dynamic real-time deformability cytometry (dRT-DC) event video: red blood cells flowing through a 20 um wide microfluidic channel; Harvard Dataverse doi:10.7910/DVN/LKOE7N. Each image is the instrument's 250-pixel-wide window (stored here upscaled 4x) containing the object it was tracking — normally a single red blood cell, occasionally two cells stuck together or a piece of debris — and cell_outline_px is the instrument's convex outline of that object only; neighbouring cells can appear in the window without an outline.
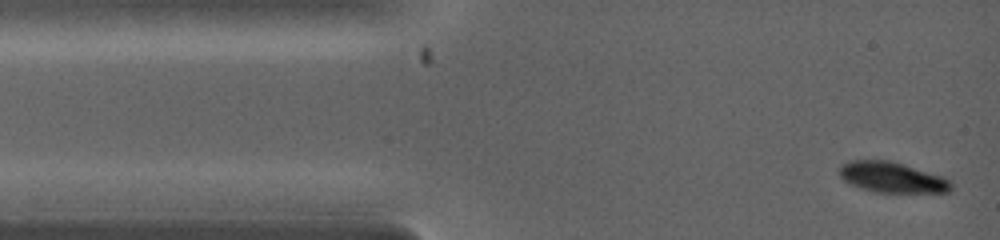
{"species": "common noctule bat (a hibernating species)", "species_latin": "Nyctalus noctula", "temperature_condition": "warm", "stored_images_in_passage": 21, "camera_frame_rate_fps": 5000, "um_per_image_px": 0.085, "animal": {"sex": "female", "body_mass_g": 19.0, "forearm_length_mm": 53.3}, "frame": {"image": 1, "passage_image": 1, "time_ms": 0.0, "image_size_px": [1000, 240], "cell_outline_px": [[952, 188], [948, 192], [876, 192], [848, 184], [840, 176], [840, 164], [848, 160], [888, 160], [904, 164], [944, 176], [952, 184]], "centroid_in_image_um": [75.81, 15.06], "position_along_channel_um": 9.2, "area_um2": 19.94}}
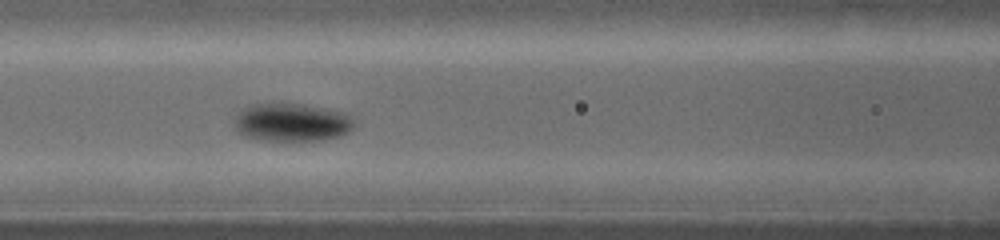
{"frame": {"image": 2, "passage_image": 12, "time_ms": 3.4, "image_size_px": [1000, 240], "cell_outline_px": [[356, 120], [352, 128], [348, 132], [340, 136], [324, 140], [260, 140], [244, 136], [236, 132], [236, 112], [240, 108], [252, 104], [272, 100], [304, 104], [324, 108], [340, 112]], "centroid_in_image_um": [24.73, 10.36], "position_along_channel_um": 141.9, "area_um2": 27.34}}
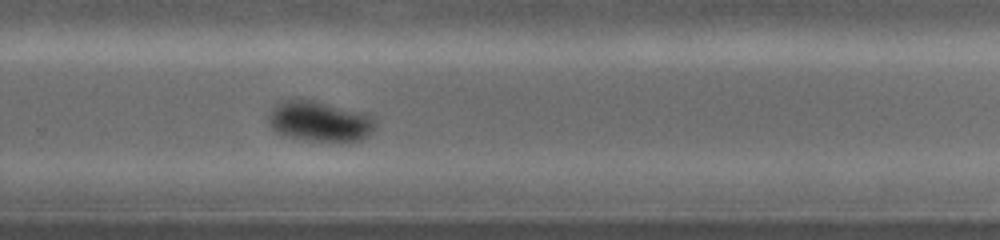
{"frame": {"image": 3, "passage_image": 21, "time_ms": 6.2, "image_size_px": [1000, 240], "cell_outline_px": [[376, 128], [364, 140], [316, 140], [284, 136], [276, 132], [268, 124], [268, 116], [272, 108], [276, 104], [284, 100], [312, 100], [364, 112], [372, 116], [376, 120]], "centroid_in_image_um": [27.19, 10.3], "position_along_channel_um": 302.6, "area_um2": 24.97}}